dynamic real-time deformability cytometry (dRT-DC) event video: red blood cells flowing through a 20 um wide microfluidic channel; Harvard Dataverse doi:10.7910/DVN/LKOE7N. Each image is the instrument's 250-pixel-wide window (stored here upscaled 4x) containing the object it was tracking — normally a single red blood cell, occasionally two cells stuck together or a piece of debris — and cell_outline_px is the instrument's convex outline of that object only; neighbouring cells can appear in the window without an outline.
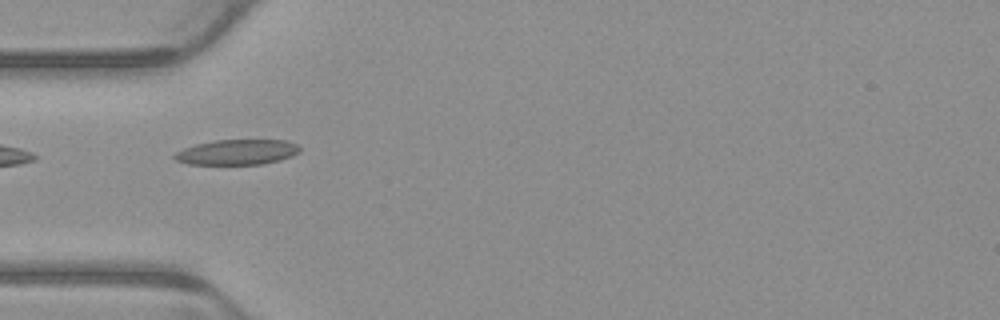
{"species": "common noctule bat (a hibernating species)", "species_latin": "Nyctalus noctula", "temperature_condition": "warm", "stored_images_in_passage": 2, "camera_frame_rate_fps": 3000, "um_per_image_px": 0.085, "animal": {"sex": "male", "body_mass_g": 23.1, "forearm_length_mm": 52.7}, "frame": {"image": 1, "passage_image": 2, "time_ms": 0.333, "image_size_px": [1000, 320], "cell_outline_px": [[300, 152], [292, 156], [280, 160], [264, 164], [188, 164], [176, 160], [172, 156], [176, 152], [184, 148], [196, 144], [216, 140], [288, 140], [296, 144], [300, 148]], "centroid_in_image_um": [20.17, 12.93], "position_along_channel_um": 64.8, "area_um2": 18.44}}